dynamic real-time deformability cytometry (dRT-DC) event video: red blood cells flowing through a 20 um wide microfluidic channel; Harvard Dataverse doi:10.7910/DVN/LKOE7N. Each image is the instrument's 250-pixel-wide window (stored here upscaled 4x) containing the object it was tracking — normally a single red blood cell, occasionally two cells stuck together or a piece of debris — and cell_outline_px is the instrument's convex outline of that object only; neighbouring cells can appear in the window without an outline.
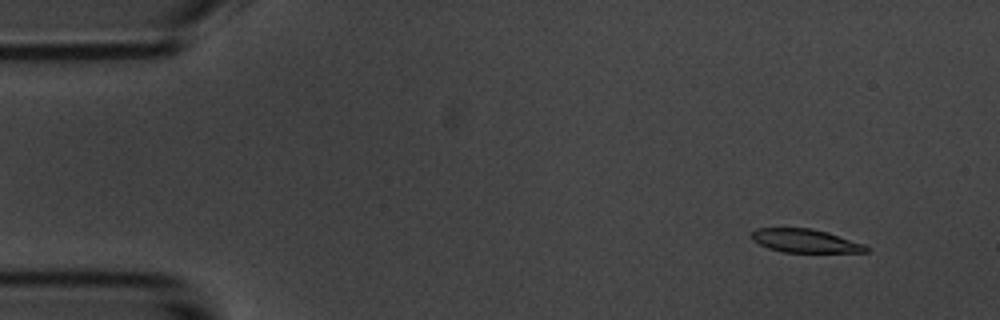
{"species": "common noctule bat (a hibernating species)", "species_latin": "Nyctalus noctula", "temperature_condition": "room temperature", "stored_images_in_passage": 54, "camera_frame_rate_fps": 3000, "um_per_image_px": 0.085, "animal": {"sex": "male", "body_mass_g": 20.1, "forearm_length_mm": 53.5}, "frame": {"image": 1, "passage_image": 5, "time_ms": 1.333, "image_size_px": [1000, 320], "cell_outline_px": [[868, 252], [784, 252], [768, 248], [752, 240], [748, 236], [756, 228], [812, 228], [828, 232], [864, 244], [868, 248]], "centroid_in_image_um": [68.4, 20.46], "position_along_channel_um": 16.6, "area_um2": 15.66}}
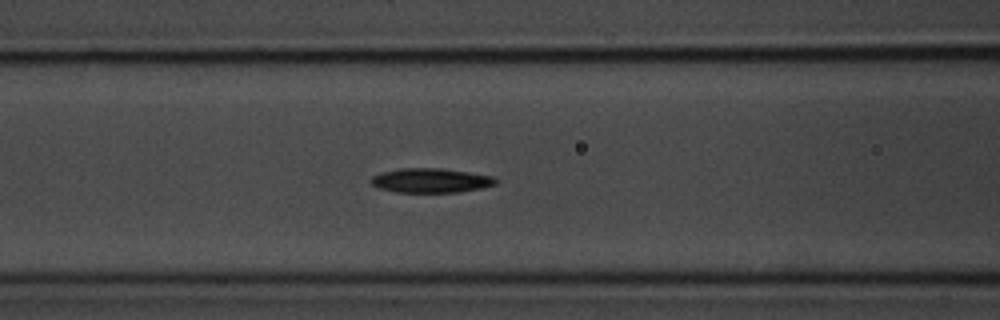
{"frame": {"image": 2, "passage_image": 22, "time_ms": 7.0, "image_size_px": [1000, 320], "cell_outline_px": [[500, 180], [496, 184], [480, 188], [460, 192], [396, 192], [380, 188], [372, 184], [368, 180], [372, 176], [380, 172], [400, 168], [440, 168], [496, 176]], "centroid_in_image_um": [36.63, 15.33], "position_along_channel_um": 130.0, "area_um2": 17.92}}
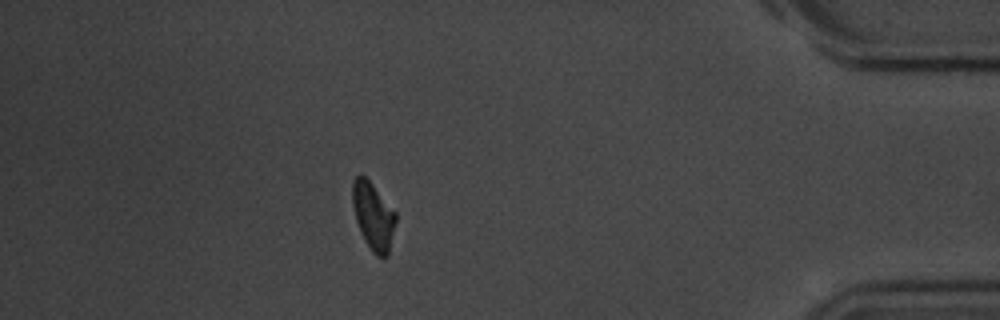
{"frame": {"image": 3, "passage_image": 48, "time_ms": 15.667, "image_size_px": [1000, 320], "cell_outline_px": [[396, 220], [388, 256], [376, 256], [372, 252], [364, 240], [356, 220], [352, 204], [352, 180], [360, 172], [372, 184], [396, 212]], "centroid_in_image_um": [31.71, 18.35], "position_along_channel_um": 403.5, "area_um2": 16.99}, "authors_computed_cell_mechanics": {"area_um2": 17.5423, "velocity_mm_per_s": 3.6832, "shape_relaxation_time_tau1_ms": 2.8062, "shape_relaxation_time_tau2_ms": null, "deformation_change_tau1": 0.1178, "deformation_change_tau2": null}}